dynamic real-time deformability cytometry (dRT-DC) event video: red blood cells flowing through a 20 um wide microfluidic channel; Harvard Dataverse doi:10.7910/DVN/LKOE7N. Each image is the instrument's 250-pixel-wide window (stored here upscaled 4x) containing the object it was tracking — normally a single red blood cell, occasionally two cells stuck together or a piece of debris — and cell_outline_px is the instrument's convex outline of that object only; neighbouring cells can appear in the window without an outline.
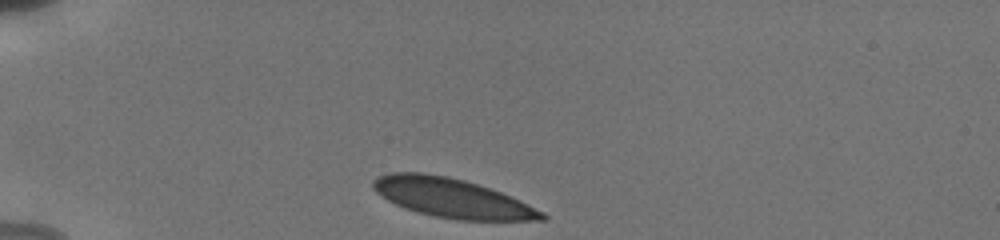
{"species": "human", "species_latin": "Homo sapiens", "temperature_condition": "cold", "stored_images_in_passage": 19, "camera_frame_rate_fps": 3000, "um_per_image_px": 0.085, "donor": {"sex": "male"}, "frame": {"image": 1, "passage_image": 1, "time_ms": 0.0, "image_size_px": [1000, 240], "cell_outline_px": [[548, 220], [456, 220], [416, 212], [404, 208], [380, 196], [372, 188], [372, 180], [388, 172], [424, 172], [448, 176], [464, 180], [512, 196], [544, 212], [548, 216]], "centroid_in_image_um": [38.4, 16.82], "position_along_channel_um": 46.6, "area_um2": 38.61}}
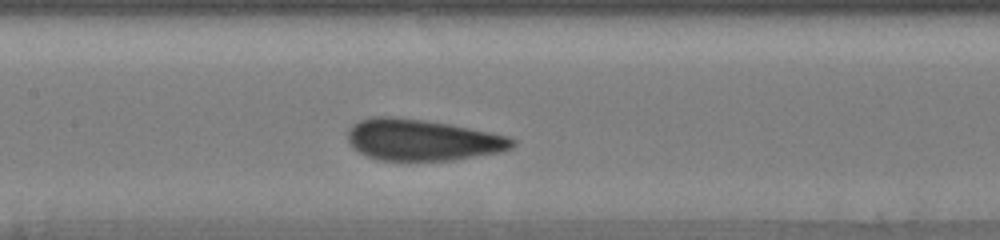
{"frame": {"image": 2, "passage_image": 13, "time_ms": 4.333, "image_size_px": [1000, 240], "cell_outline_px": [[516, 144], [512, 148], [504, 152], [452, 160], [380, 160], [368, 156], [352, 148], [348, 140], [348, 132], [352, 124], [360, 120], [372, 116], [392, 116], [424, 120], [448, 124], [508, 136], [516, 140]], "centroid_in_image_um": [35.9, 11.89], "position_along_channel_um": 171.5, "area_um2": 39.65}}
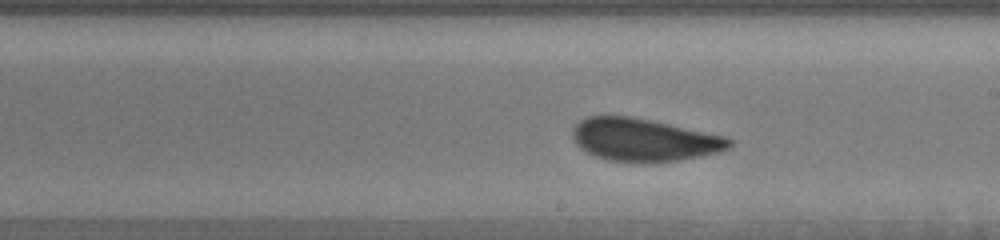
{"frame": {"image": 3, "passage_image": 17, "time_ms": 6.0, "image_size_px": [1000, 240], "cell_outline_px": [[732, 144], [728, 148], [720, 152], [700, 156], [676, 160], [648, 164], [608, 160], [584, 152], [576, 144], [572, 136], [572, 128], [580, 120], [588, 116], [632, 116], [724, 136], [732, 140]], "centroid_in_image_um": [54.69, 11.9], "position_along_channel_um": 234.3, "area_um2": 39.19}}